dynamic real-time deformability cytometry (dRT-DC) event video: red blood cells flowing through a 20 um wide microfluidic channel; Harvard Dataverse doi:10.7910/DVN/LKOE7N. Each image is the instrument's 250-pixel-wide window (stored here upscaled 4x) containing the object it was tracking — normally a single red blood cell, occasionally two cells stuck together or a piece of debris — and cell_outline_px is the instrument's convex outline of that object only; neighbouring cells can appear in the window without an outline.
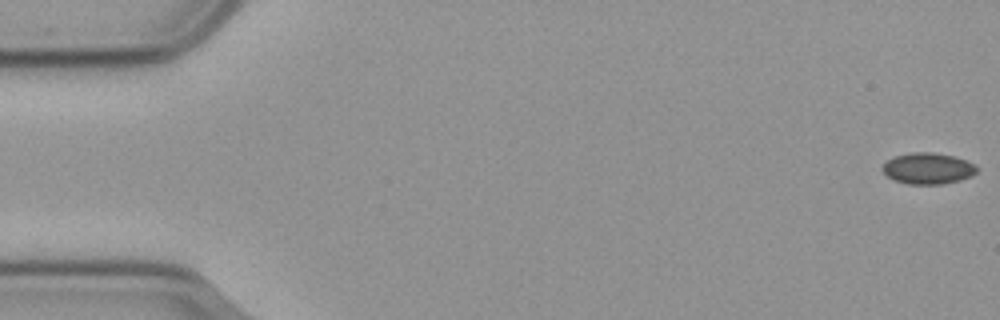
{"species": "common noctule bat (a hibernating species)", "species_latin": "Nyctalus noctula", "temperature_condition": "cold", "stored_images_in_passage": 9, "camera_frame_rate_fps": 3000, "um_per_image_px": 0.085, "animal": {"sex": "male", "body_mass_g": 23.1, "forearm_length_mm": 52.7}, "frame": {"image": 1, "passage_image": 1, "time_ms": 0.0, "image_size_px": [1000, 320], "cell_outline_px": [[980, 168], [972, 176], [960, 180], [944, 184], [908, 184], [896, 180], [888, 176], [880, 168], [888, 160], [896, 156], [912, 152], [932, 152], [952, 156], [976, 164]], "centroid_in_image_um": [78.91, 14.32], "position_along_channel_um": 6.1, "area_um2": 17.11}}